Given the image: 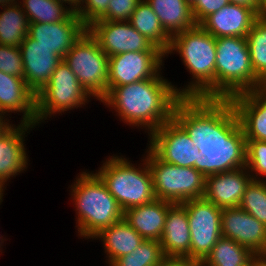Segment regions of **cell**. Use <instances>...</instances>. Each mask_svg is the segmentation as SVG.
<instances>
[{"mask_svg": "<svg viewBox=\"0 0 266 266\" xmlns=\"http://www.w3.org/2000/svg\"><path fill=\"white\" fill-rule=\"evenodd\" d=\"M173 119L199 148L194 168L205 177L246 167V138L230 99L180 98Z\"/></svg>", "mask_w": 266, "mask_h": 266, "instance_id": "6da1fadb", "label": "cell"}, {"mask_svg": "<svg viewBox=\"0 0 266 266\" xmlns=\"http://www.w3.org/2000/svg\"><path fill=\"white\" fill-rule=\"evenodd\" d=\"M172 83L160 71L154 78L114 87L101 103L115 113L120 122L142 129L149 136L173 118L181 97Z\"/></svg>", "mask_w": 266, "mask_h": 266, "instance_id": "7a4b0ae2", "label": "cell"}, {"mask_svg": "<svg viewBox=\"0 0 266 266\" xmlns=\"http://www.w3.org/2000/svg\"><path fill=\"white\" fill-rule=\"evenodd\" d=\"M175 53L192 77L183 87L173 83L177 94L181 98H215L216 38L196 25L171 38L165 57Z\"/></svg>", "mask_w": 266, "mask_h": 266, "instance_id": "3957f363", "label": "cell"}, {"mask_svg": "<svg viewBox=\"0 0 266 266\" xmlns=\"http://www.w3.org/2000/svg\"><path fill=\"white\" fill-rule=\"evenodd\" d=\"M68 188L76 212L78 239H92L124 218V211L94 171L81 170Z\"/></svg>", "mask_w": 266, "mask_h": 266, "instance_id": "277c9868", "label": "cell"}, {"mask_svg": "<svg viewBox=\"0 0 266 266\" xmlns=\"http://www.w3.org/2000/svg\"><path fill=\"white\" fill-rule=\"evenodd\" d=\"M142 156V163L137 165L124 155H109L94 171L124 212L156 199L147 159L144 154Z\"/></svg>", "mask_w": 266, "mask_h": 266, "instance_id": "5b68a950", "label": "cell"}, {"mask_svg": "<svg viewBox=\"0 0 266 266\" xmlns=\"http://www.w3.org/2000/svg\"><path fill=\"white\" fill-rule=\"evenodd\" d=\"M262 86L251 65L246 37L216 38L215 98L230 99Z\"/></svg>", "mask_w": 266, "mask_h": 266, "instance_id": "8992f818", "label": "cell"}, {"mask_svg": "<svg viewBox=\"0 0 266 266\" xmlns=\"http://www.w3.org/2000/svg\"><path fill=\"white\" fill-rule=\"evenodd\" d=\"M144 152L156 199L176 204L204 197L206 177L200 171L166 163L147 146Z\"/></svg>", "mask_w": 266, "mask_h": 266, "instance_id": "52a82bcc", "label": "cell"}, {"mask_svg": "<svg viewBox=\"0 0 266 266\" xmlns=\"http://www.w3.org/2000/svg\"><path fill=\"white\" fill-rule=\"evenodd\" d=\"M91 99L92 97L62 59L48 83L36 94V127H40L45 120H50L57 114L63 115L69 110L84 108Z\"/></svg>", "mask_w": 266, "mask_h": 266, "instance_id": "ba28073f", "label": "cell"}, {"mask_svg": "<svg viewBox=\"0 0 266 266\" xmlns=\"http://www.w3.org/2000/svg\"><path fill=\"white\" fill-rule=\"evenodd\" d=\"M63 60L94 100L101 102L107 96L109 57L88 29L74 43Z\"/></svg>", "mask_w": 266, "mask_h": 266, "instance_id": "9c48e42d", "label": "cell"}, {"mask_svg": "<svg viewBox=\"0 0 266 266\" xmlns=\"http://www.w3.org/2000/svg\"><path fill=\"white\" fill-rule=\"evenodd\" d=\"M182 204L186 208L190 227V260L200 264L222 236V209L204 197L190 199Z\"/></svg>", "mask_w": 266, "mask_h": 266, "instance_id": "30bf717a", "label": "cell"}, {"mask_svg": "<svg viewBox=\"0 0 266 266\" xmlns=\"http://www.w3.org/2000/svg\"><path fill=\"white\" fill-rule=\"evenodd\" d=\"M147 147L162 161L181 167H194L199 148L172 118L148 136Z\"/></svg>", "mask_w": 266, "mask_h": 266, "instance_id": "8fae6325", "label": "cell"}, {"mask_svg": "<svg viewBox=\"0 0 266 266\" xmlns=\"http://www.w3.org/2000/svg\"><path fill=\"white\" fill-rule=\"evenodd\" d=\"M164 60L163 51L125 52L109 57L108 93L117 86L154 78L163 72Z\"/></svg>", "mask_w": 266, "mask_h": 266, "instance_id": "7c38bea8", "label": "cell"}, {"mask_svg": "<svg viewBox=\"0 0 266 266\" xmlns=\"http://www.w3.org/2000/svg\"><path fill=\"white\" fill-rule=\"evenodd\" d=\"M87 29L108 57L125 52L161 51L129 21L98 20Z\"/></svg>", "mask_w": 266, "mask_h": 266, "instance_id": "4fadbf2b", "label": "cell"}, {"mask_svg": "<svg viewBox=\"0 0 266 266\" xmlns=\"http://www.w3.org/2000/svg\"><path fill=\"white\" fill-rule=\"evenodd\" d=\"M221 235L255 255H266V226L240 207L222 209Z\"/></svg>", "mask_w": 266, "mask_h": 266, "instance_id": "5bb4252c", "label": "cell"}, {"mask_svg": "<svg viewBox=\"0 0 266 266\" xmlns=\"http://www.w3.org/2000/svg\"><path fill=\"white\" fill-rule=\"evenodd\" d=\"M12 124L0 136V188L6 192L10 179L26 172L30 165L25 137L36 126L30 124ZM26 169V170H25Z\"/></svg>", "mask_w": 266, "mask_h": 266, "instance_id": "9a60e30c", "label": "cell"}, {"mask_svg": "<svg viewBox=\"0 0 266 266\" xmlns=\"http://www.w3.org/2000/svg\"><path fill=\"white\" fill-rule=\"evenodd\" d=\"M86 30L87 27L75 13L62 22L29 23L28 36L63 59Z\"/></svg>", "mask_w": 266, "mask_h": 266, "instance_id": "2e32d148", "label": "cell"}, {"mask_svg": "<svg viewBox=\"0 0 266 266\" xmlns=\"http://www.w3.org/2000/svg\"><path fill=\"white\" fill-rule=\"evenodd\" d=\"M12 113L22 115L20 123L36 126V94L24 78L0 71V114L11 119Z\"/></svg>", "mask_w": 266, "mask_h": 266, "instance_id": "e0dca14e", "label": "cell"}, {"mask_svg": "<svg viewBox=\"0 0 266 266\" xmlns=\"http://www.w3.org/2000/svg\"><path fill=\"white\" fill-rule=\"evenodd\" d=\"M19 48L23 59L25 82L37 94L48 83L62 58L28 35Z\"/></svg>", "mask_w": 266, "mask_h": 266, "instance_id": "ac0fdd59", "label": "cell"}, {"mask_svg": "<svg viewBox=\"0 0 266 266\" xmlns=\"http://www.w3.org/2000/svg\"><path fill=\"white\" fill-rule=\"evenodd\" d=\"M251 180L246 167L209 175L206 177L204 198L221 209L239 207Z\"/></svg>", "mask_w": 266, "mask_h": 266, "instance_id": "d6986e66", "label": "cell"}, {"mask_svg": "<svg viewBox=\"0 0 266 266\" xmlns=\"http://www.w3.org/2000/svg\"><path fill=\"white\" fill-rule=\"evenodd\" d=\"M246 140L266 141V89L260 88L230 98Z\"/></svg>", "mask_w": 266, "mask_h": 266, "instance_id": "ffe728a7", "label": "cell"}, {"mask_svg": "<svg viewBox=\"0 0 266 266\" xmlns=\"http://www.w3.org/2000/svg\"><path fill=\"white\" fill-rule=\"evenodd\" d=\"M258 17L247 7L229 3L207 16L199 25L215 38L246 37Z\"/></svg>", "mask_w": 266, "mask_h": 266, "instance_id": "44dd1931", "label": "cell"}, {"mask_svg": "<svg viewBox=\"0 0 266 266\" xmlns=\"http://www.w3.org/2000/svg\"><path fill=\"white\" fill-rule=\"evenodd\" d=\"M159 242L165 257L187 258L190 260V227L187 211L182 203H172L168 207L162 237Z\"/></svg>", "mask_w": 266, "mask_h": 266, "instance_id": "7402d4cb", "label": "cell"}, {"mask_svg": "<svg viewBox=\"0 0 266 266\" xmlns=\"http://www.w3.org/2000/svg\"><path fill=\"white\" fill-rule=\"evenodd\" d=\"M171 202L155 199L124 212V219L145 240L160 241Z\"/></svg>", "mask_w": 266, "mask_h": 266, "instance_id": "603a6c76", "label": "cell"}, {"mask_svg": "<svg viewBox=\"0 0 266 266\" xmlns=\"http://www.w3.org/2000/svg\"><path fill=\"white\" fill-rule=\"evenodd\" d=\"M92 240H101L106 255L105 262L110 266L117 258L132 252L145 239L123 218L101 230Z\"/></svg>", "mask_w": 266, "mask_h": 266, "instance_id": "cb8c5ba5", "label": "cell"}, {"mask_svg": "<svg viewBox=\"0 0 266 266\" xmlns=\"http://www.w3.org/2000/svg\"><path fill=\"white\" fill-rule=\"evenodd\" d=\"M155 12L165 32L174 35L194 28L197 24L192 8L185 0H146Z\"/></svg>", "mask_w": 266, "mask_h": 266, "instance_id": "d4e9b609", "label": "cell"}, {"mask_svg": "<svg viewBox=\"0 0 266 266\" xmlns=\"http://www.w3.org/2000/svg\"><path fill=\"white\" fill-rule=\"evenodd\" d=\"M129 23L151 43L166 53L171 37L163 29L159 18L146 0H141L132 13Z\"/></svg>", "mask_w": 266, "mask_h": 266, "instance_id": "484cf974", "label": "cell"}, {"mask_svg": "<svg viewBox=\"0 0 266 266\" xmlns=\"http://www.w3.org/2000/svg\"><path fill=\"white\" fill-rule=\"evenodd\" d=\"M0 44L19 47L28 35L29 22L19 2L0 7Z\"/></svg>", "mask_w": 266, "mask_h": 266, "instance_id": "4316f807", "label": "cell"}, {"mask_svg": "<svg viewBox=\"0 0 266 266\" xmlns=\"http://www.w3.org/2000/svg\"><path fill=\"white\" fill-rule=\"evenodd\" d=\"M255 256L250 249L221 236L199 266H248Z\"/></svg>", "mask_w": 266, "mask_h": 266, "instance_id": "83f0119b", "label": "cell"}, {"mask_svg": "<svg viewBox=\"0 0 266 266\" xmlns=\"http://www.w3.org/2000/svg\"><path fill=\"white\" fill-rule=\"evenodd\" d=\"M29 23H56L70 19L75 11L59 0H19Z\"/></svg>", "mask_w": 266, "mask_h": 266, "instance_id": "f1b7e54d", "label": "cell"}, {"mask_svg": "<svg viewBox=\"0 0 266 266\" xmlns=\"http://www.w3.org/2000/svg\"><path fill=\"white\" fill-rule=\"evenodd\" d=\"M246 39L254 74L263 84L266 81V15L255 20Z\"/></svg>", "mask_w": 266, "mask_h": 266, "instance_id": "f546056e", "label": "cell"}, {"mask_svg": "<svg viewBox=\"0 0 266 266\" xmlns=\"http://www.w3.org/2000/svg\"><path fill=\"white\" fill-rule=\"evenodd\" d=\"M165 258L159 241L144 240L132 252L117 258L110 266H158Z\"/></svg>", "mask_w": 266, "mask_h": 266, "instance_id": "4dcf8cb0", "label": "cell"}, {"mask_svg": "<svg viewBox=\"0 0 266 266\" xmlns=\"http://www.w3.org/2000/svg\"><path fill=\"white\" fill-rule=\"evenodd\" d=\"M239 207L266 226V181L252 179Z\"/></svg>", "mask_w": 266, "mask_h": 266, "instance_id": "1f68e13d", "label": "cell"}, {"mask_svg": "<svg viewBox=\"0 0 266 266\" xmlns=\"http://www.w3.org/2000/svg\"><path fill=\"white\" fill-rule=\"evenodd\" d=\"M246 168L253 180L266 181V141L246 140Z\"/></svg>", "mask_w": 266, "mask_h": 266, "instance_id": "d6a6232c", "label": "cell"}, {"mask_svg": "<svg viewBox=\"0 0 266 266\" xmlns=\"http://www.w3.org/2000/svg\"><path fill=\"white\" fill-rule=\"evenodd\" d=\"M0 71L24 78V65L19 47L0 44Z\"/></svg>", "mask_w": 266, "mask_h": 266, "instance_id": "836d02e7", "label": "cell"}, {"mask_svg": "<svg viewBox=\"0 0 266 266\" xmlns=\"http://www.w3.org/2000/svg\"><path fill=\"white\" fill-rule=\"evenodd\" d=\"M109 2L110 0H82L75 13L88 28L107 13Z\"/></svg>", "mask_w": 266, "mask_h": 266, "instance_id": "e575fe53", "label": "cell"}, {"mask_svg": "<svg viewBox=\"0 0 266 266\" xmlns=\"http://www.w3.org/2000/svg\"><path fill=\"white\" fill-rule=\"evenodd\" d=\"M141 0H110L107 13L100 20L129 21Z\"/></svg>", "mask_w": 266, "mask_h": 266, "instance_id": "d590c367", "label": "cell"}, {"mask_svg": "<svg viewBox=\"0 0 266 266\" xmlns=\"http://www.w3.org/2000/svg\"><path fill=\"white\" fill-rule=\"evenodd\" d=\"M227 4H229V0H195L191 4V8L196 24L199 25L207 16Z\"/></svg>", "mask_w": 266, "mask_h": 266, "instance_id": "8d00e7d4", "label": "cell"}, {"mask_svg": "<svg viewBox=\"0 0 266 266\" xmlns=\"http://www.w3.org/2000/svg\"><path fill=\"white\" fill-rule=\"evenodd\" d=\"M158 266H199V264L187 258L166 257Z\"/></svg>", "mask_w": 266, "mask_h": 266, "instance_id": "74e56055", "label": "cell"}, {"mask_svg": "<svg viewBox=\"0 0 266 266\" xmlns=\"http://www.w3.org/2000/svg\"><path fill=\"white\" fill-rule=\"evenodd\" d=\"M229 3L247 7L253 10L258 16L264 15L260 10L259 0H229Z\"/></svg>", "mask_w": 266, "mask_h": 266, "instance_id": "f35d334b", "label": "cell"}, {"mask_svg": "<svg viewBox=\"0 0 266 266\" xmlns=\"http://www.w3.org/2000/svg\"><path fill=\"white\" fill-rule=\"evenodd\" d=\"M6 115L0 114V136L13 124V120Z\"/></svg>", "mask_w": 266, "mask_h": 266, "instance_id": "ab89813d", "label": "cell"}, {"mask_svg": "<svg viewBox=\"0 0 266 266\" xmlns=\"http://www.w3.org/2000/svg\"><path fill=\"white\" fill-rule=\"evenodd\" d=\"M248 266H266V255H256Z\"/></svg>", "mask_w": 266, "mask_h": 266, "instance_id": "60d3db41", "label": "cell"}, {"mask_svg": "<svg viewBox=\"0 0 266 266\" xmlns=\"http://www.w3.org/2000/svg\"><path fill=\"white\" fill-rule=\"evenodd\" d=\"M59 1L66 3L67 5H69L70 8H72L76 12L82 0H59Z\"/></svg>", "mask_w": 266, "mask_h": 266, "instance_id": "b9f144b4", "label": "cell"}, {"mask_svg": "<svg viewBox=\"0 0 266 266\" xmlns=\"http://www.w3.org/2000/svg\"><path fill=\"white\" fill-rule=\"evenodd\" d=\"M259 4L261 12L266 15V0H259Z\"/></svg>", "mask_w": 266, "mask_h": 266, "instance_id": "7bdbcfd3", "label": "cell"}, {"mask_svg": "<svg viewBox=\"0 0 266 266\" xmlns=\"http://www.w3.org/2000/svg\"><path fill=\"white\" fill-rule=\"evenodd\" d=\"M2 204V202L0 203V205ZM8 239H6V237L4 238L2 235H0V252H1V254H2V252H3V247L5 246V245H3L4 244V241H7Z\"/></svg>", "mask_w": 266, "mask_h": 266, "instance_id": "ee69618b", "label": "cell"}, {"mask_svg": "<svg viewBox=\"0 0 266 266\" xmlns=\"http://www.w3.org/2000/svg\"><path fill=\"white\" fill-rule=\"evenodd\" d=\"M19 0H0V7L1 6H4L6 4H11V3H16L18 2Z\"/></svg>", "mask_w": 266, "mask_h": 266, "instance_id": "f6af8a7d", "label": "cell"}, {"mask_svg": "<svg viewBox=\"0 0 266 266\" xmlns=\"http://www.w3.org/2000/svg\"><path fill=\"white\" fill-rule=\"evenodd\" d=\"M185 1L191 5L195 0H185Z\"/></svg>", "mask_w": 266, "mask_h": 266, "instance_id": "bcb514c9", "label": "cell"}, {"mask_svg": "<svg viewBox=\"0 0 266 266\" xmlns=\"http://www.w3.org/2000/svg\"><path fill=\"white\" fill-rule=\"evenodd\" d=\"M262 88L266 89V81L263 83Z\"/></svg>", "mask_w": 266, "mask_h": 266, "instance_id": "7dc6e473", "label": "cell"}]
</instances>
